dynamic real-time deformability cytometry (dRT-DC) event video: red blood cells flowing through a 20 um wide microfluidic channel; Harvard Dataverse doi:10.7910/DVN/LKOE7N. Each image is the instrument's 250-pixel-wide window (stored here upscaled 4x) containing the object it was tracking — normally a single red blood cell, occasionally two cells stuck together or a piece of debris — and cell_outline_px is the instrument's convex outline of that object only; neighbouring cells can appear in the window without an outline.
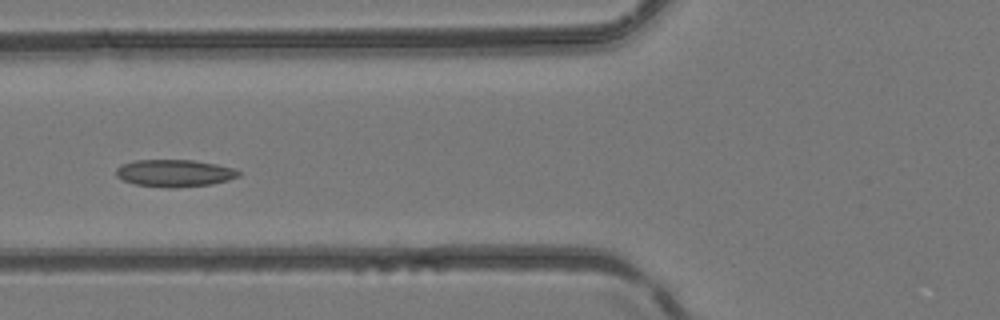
{"species": "common noctule bat (a hibernating species)", "species_latin": "Nyctalus noctula", "temperature_condition": "room temperature", "stored_images_in_passage": 5, "camera_frame_rate_fps": 3000, "um_per_image_px": 0.085, "animal": {"sex": "female", "body_mass_g": 24.6, "forearm_length_mm": 56.2}, "frame": {"image": 1, "passage_image": 5, "time_ms": 1.333, "image_size_px": [1000, 320], "cell_outline_px": [[240, 176], [228, 180], [212, 184], [172, 188], [168, 188], [136, 184], [124, 180], [116, 176], [116, 168], [120, 164], [136, 160], [196, 160], [216, 164], [232, 168], [240, 172]], "centroid_in_image_um": [14.82, 14.71], "position_along_channel_um": 111.0, "area_um2": 19.42}}